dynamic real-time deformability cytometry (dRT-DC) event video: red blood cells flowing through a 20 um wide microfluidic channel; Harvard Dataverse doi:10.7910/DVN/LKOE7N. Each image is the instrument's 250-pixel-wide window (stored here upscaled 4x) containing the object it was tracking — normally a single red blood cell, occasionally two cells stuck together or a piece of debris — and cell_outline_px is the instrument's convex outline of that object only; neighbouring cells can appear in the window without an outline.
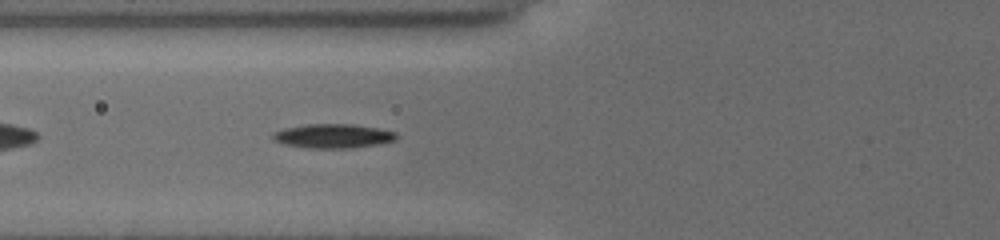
{"species": "common noctule bat (a hibernating species)", "species_latin": "Nyctalus noctula", "temperature_condition": "cold", "stored_images_in_passage": 4, "camera_frame_rate_fps": 3000, "um_per_image_px": 0.085, "animal": {"sex": "female", "body_mass_g": 19.5, "forearm_length_mm": 54.1}, "frame": {"image": 1, "passage_image": 4, "time_ms": 1.333, "image_size_px": [1000, 240], "cell_outline_px": [[396, 140], [380, 144], [352, 148], [308, 148], [284, 144], [272, 140], [272, 132], [284, 128], [308, 124], [352, 124], [376, 128], [396, 132]], "centroid_in_image_um": [28.28, 11.56], "position_along_channel_um": 97.5, "area_um2": 17.46}}